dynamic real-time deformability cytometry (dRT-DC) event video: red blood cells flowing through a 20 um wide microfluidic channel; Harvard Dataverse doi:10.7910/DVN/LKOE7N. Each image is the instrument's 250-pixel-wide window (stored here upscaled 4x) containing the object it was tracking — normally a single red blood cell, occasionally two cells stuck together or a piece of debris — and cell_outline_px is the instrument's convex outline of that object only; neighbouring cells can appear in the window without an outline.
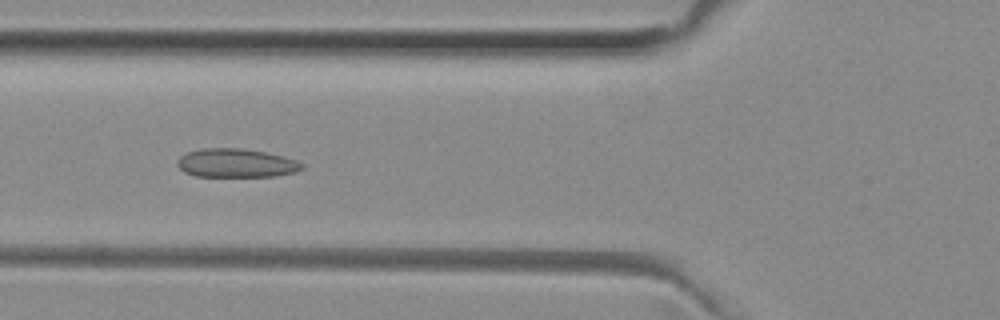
{"species": "common noctule bat (a hibernating species)", "species_latin": "Nyctalus noctula", "temperature_condition": "room temperature", "stored_images_in_passage": 50, "camera_frame_rate_fps": 3000, "um_per_image_px": 0.085, "animal": {"sex": "female", "body_mass_g": 29.2, "forearm_length_mm": 56.3}, "frame": {"image": 1, "passage_image": 18, "time_ms": 5.667, "image_size_px": [1000, 320], "cell_outline_px": [[304, 168], [296, 172], [276, 176], [196, 176], [184, 172], [176, 164], [176, 160], [184, 152], [204, 148], [240, 148], [264, 152], [284, 156], [296, 160], [304, 164]], "centroid_in_image_um": [20.06, 13.86], "position_along_channel_um": 105.7, "area_um2": 20.98}}
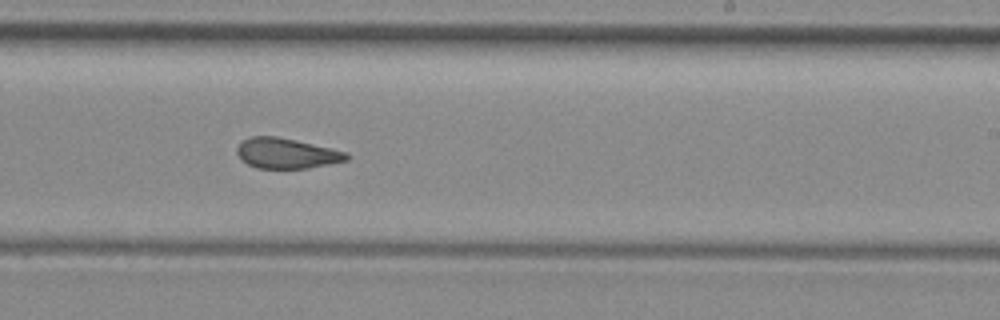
{"frame": {"image": 2, "passage_image": 30, "time_ms": 9.667, "image_size_px": [1000, 320], "cell_outline_px": [[348, 160], [308, 168], [256, 168], [240, 160], [236, 152], [236, 148], [244, 140], [252, 136], [276, 136], [296, 140], [332, 148], [348, 152]], "centroid_in_image_um": [24.34, 13.03], "position_along_channel_um": 264.7, "area_um2": 19.36}}
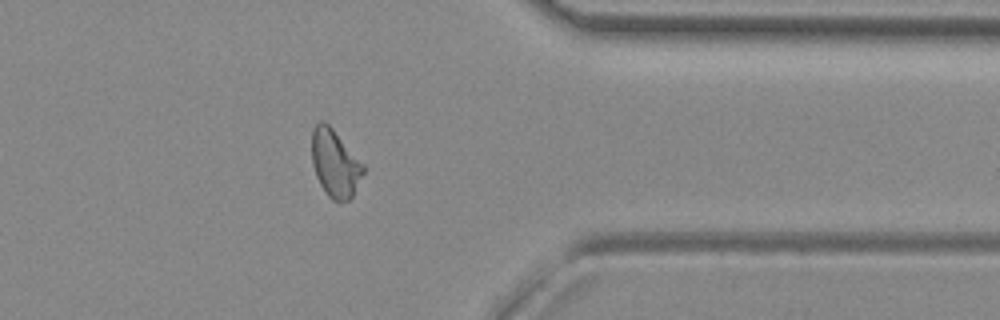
{"frame": {"image": 3, "passage_image": 40, "time_ms": 13.0, "image_size_px": [1000, 320], "cell_outline_px": [[364, 172], [352, 196], [348, 200], [332, 200], [328, 196], [320, 184], [316, 176], [312, 164], [312, 128], [320, 120], [324, 120], [332, 128], [364, 164]], "centroid_in_image_um": [28.46, 13.86], "position_along_channel_um": 382.9, "area_um2": 20.06}, "authors_computed_cell_mechanics": {"area_um2": 20.5768, "velocity_mm_per_s": 3.9811, "shape_relaxation_time_tau1_ms": null, "shape_relaxation_time_tau2_ms": 1.8186, "deformation_change_tau1": null, "deformation_change_tau2": 0.0835}}